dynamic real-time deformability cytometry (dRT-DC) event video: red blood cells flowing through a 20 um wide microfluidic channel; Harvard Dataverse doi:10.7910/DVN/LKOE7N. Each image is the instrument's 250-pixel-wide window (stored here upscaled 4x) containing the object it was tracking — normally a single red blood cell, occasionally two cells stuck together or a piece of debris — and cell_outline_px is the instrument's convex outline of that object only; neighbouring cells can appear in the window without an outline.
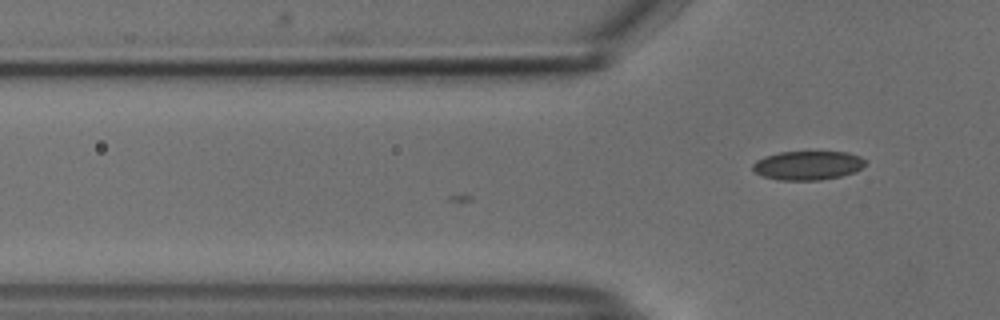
{"species": "common noctule bat (a hibernating species)", "species_latin": "Nyctalus noctula", "temperature_condition": "cold", "stored_images_in_passage": 2, "camera_frame_rate_fps": 3000, "um_per_image_px": 0.085, "animal": {"sex": "male", "body_mass_g": 18.8}, "frame": {"image": 1, "passage_image": 2, "time_ms": 0.333, "image_size_px": [1000, 320], "cell_outline_px": [[864, 164], [860, 168], [852, 172], [840, 176], [820, 180], [780, 180], [764, 176], [756, 172], [752, 168], [752, 164], [756, 160], [764, 156], [780, 152], [848, 152], [860, 156], [864, 160]], "centroid_in_image_um": [68.62, 14.05], "position_along_channel_um": 57.2, "area_um2": 18.79}}